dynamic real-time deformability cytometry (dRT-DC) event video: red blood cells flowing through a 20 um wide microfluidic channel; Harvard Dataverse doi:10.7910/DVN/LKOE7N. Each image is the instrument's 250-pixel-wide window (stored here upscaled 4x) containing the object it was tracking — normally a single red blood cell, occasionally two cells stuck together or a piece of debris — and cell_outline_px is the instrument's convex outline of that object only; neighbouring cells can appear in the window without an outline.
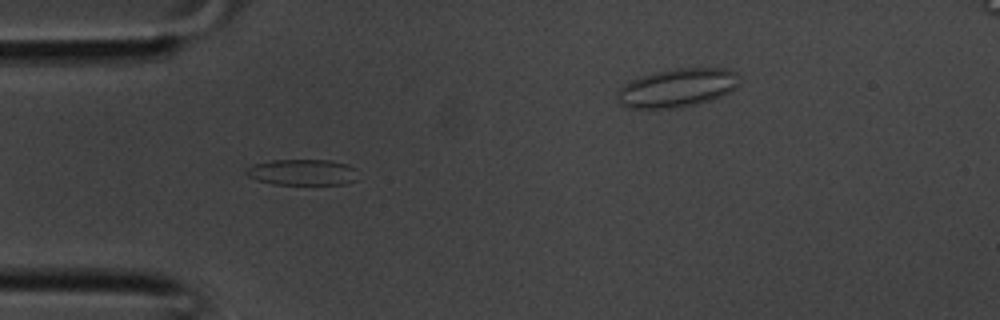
{"species": "common noctule bat (a hibernating species)", "species_latin": "Nyctalus noctula", "temperature_condition": "room temperature", "stored_images_in_passage": 30, "camera_frame_rate_fps": 3000, "um_per_image_px": 0.085, "animal": {"sex": "male", "body_mass_g": 20.1, "forearm_length_mm": 53.5}, "frame": {"image": 1, "passage_image": 3, "time_ms": 0.667, "image_size_px": [1000, 320], "cell_outline_px": [[356, 180], [344, 184], [272, 184], [256, 180], [248, 176], [244, 172], [244, 168], [252, 164], [272, 160], [332, 160], [348, 164], [356, 168]], "centroid_in_image_um": [25.67, 14.63], "position_along_channel_um": 59.3, "area_um2": 17.17}}
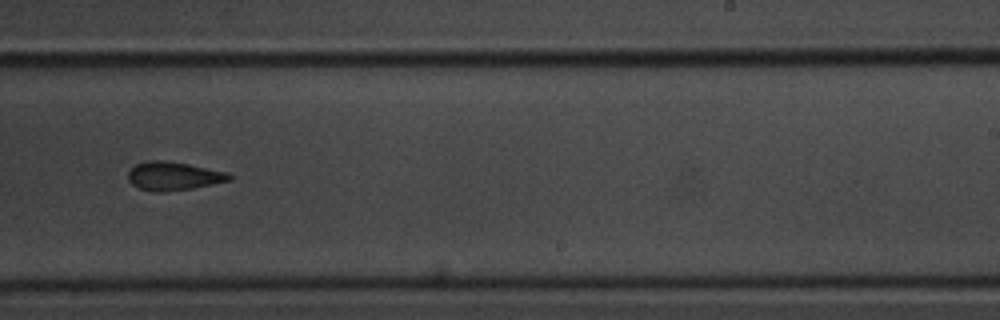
{"frame": {"image": 2, "passage_image": 15, "time_ms": 4.667, "image_size_px": [1000, 320], "cell_outline_px": [[232, 180], [192, 188], [164, 192], [152, 192], [140, 188], [132, 184], [128, 180], [128, 172], [136, 164], [148, 160], [160, 160], [188, 164], [228, 172], [232, 176]], "centroid_in_image_um": [14.75, 14.97], "position_along_channel_um": 274.3, "area_um2": 16.76}}
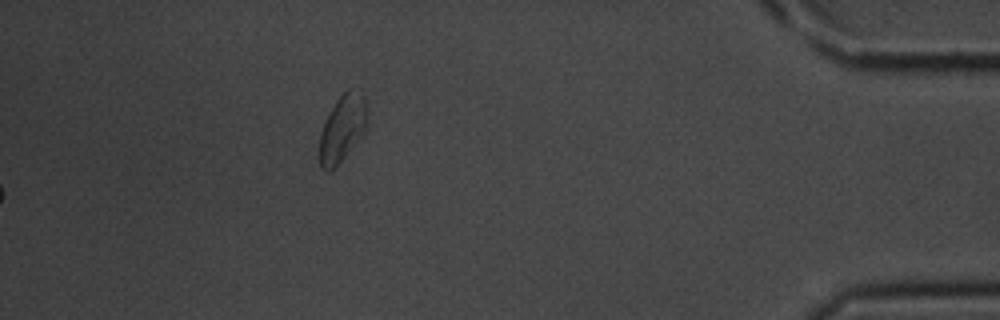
{"frame": {"image": 3, "passage_image": 30, "time_ms": 9.667, "image_size_px": [1000, 320], "cell_outline_px": [[368, 120], [364, 132], [336, 168], [328, 172], [324, 172], [320, 168], [320, 132], [336, 100], [348, 88], [352, 88], [364, 96]], "centroid_in_image_um": [29.1, 10.95], "position_along_channel_um": 406.1, "area_um2": 18.5}}